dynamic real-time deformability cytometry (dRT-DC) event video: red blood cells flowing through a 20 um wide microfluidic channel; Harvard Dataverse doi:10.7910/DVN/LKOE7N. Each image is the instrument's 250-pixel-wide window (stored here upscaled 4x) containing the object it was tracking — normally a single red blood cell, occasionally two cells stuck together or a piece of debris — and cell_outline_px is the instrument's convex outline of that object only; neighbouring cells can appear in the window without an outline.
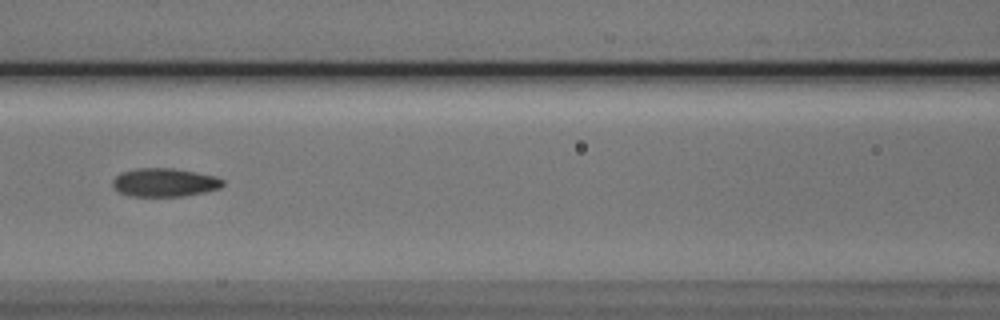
{"species": "Egyptian fruit bat (a non-hibernating species)", "species_latin": "Rousettus aegyptiacus", "temperature_condition": "cold", "stored_images_in_passage": 42, "camera_frame_rate_fps": 3000, "um_per_image_px": 0.085, "animal": {"sex": "male"}, "frame": {"image": 1, "passage_image": 13, "time_ms": 4.0, "image_size_px": [1000, 320], "cell_outline_px": [[224, 184], [220, 188], [204, 192], [184, 196], [132, 196], [120, 192], [112, 188], [112, 180], [120, 172], [136, 168], [172, 168], [196, 172], [216, 176], [224, 180]], "centroid_in_image_um": [13.97, 15.5], "position_along_channel_um": 152.6, "area_um2": 18.38}}
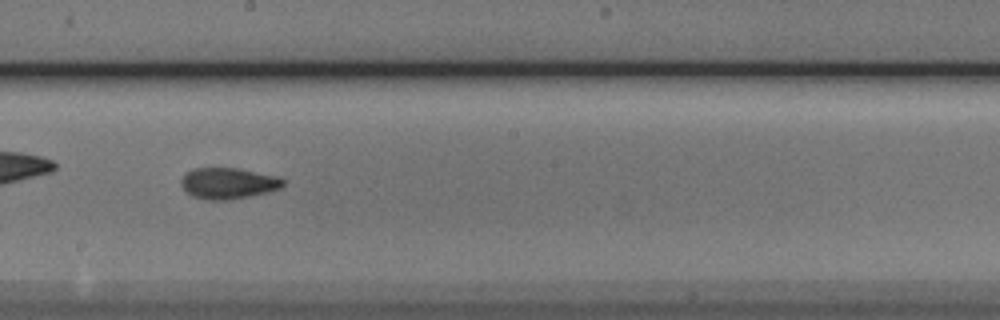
{"frame": {"image": 2, "passage_image": 19, "time_ms": 6.0, "image_size_px": [1000, 320], "cell_outline_px": [[284, 184], [280, 188], [268, 192], [228, 200], [208, 200], [192, 196], [180, 184], [180, 180], [192, 168], [236, 168], [276, 176], [284, 180]], "centroid_in_image_um": [19.38, 15.58], "position_along_channel_um": 228.8, "area_um2": 18.26}, "authors_computed_cell_mechanics": {"area_um2": 17.918, "velocity_mm_per_s": 3.8121, "shape_relaxation_time_tau1_ms": 5.0761, "shape_relaxation_time_tau2_ms": 2.7731, "deformation_change_tau1": 0.1671, "deformation_change_tau2": 0.102}}